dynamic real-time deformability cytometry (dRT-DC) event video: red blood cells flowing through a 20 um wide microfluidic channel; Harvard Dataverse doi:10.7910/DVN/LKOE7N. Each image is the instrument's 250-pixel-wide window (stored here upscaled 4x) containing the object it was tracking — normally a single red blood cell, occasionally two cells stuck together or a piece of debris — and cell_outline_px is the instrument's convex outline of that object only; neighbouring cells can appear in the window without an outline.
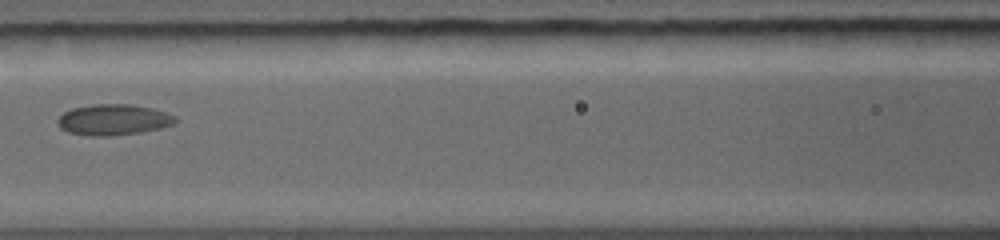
{"species": "common noctule bat (a hibernating species)", "species_latin": "Nyctalus noctula", "temperature_condition": "warm", "stored_images_in_passage": 5, "camera_frame_rate_fps": 5000, "um_per_image_px": 0.085, "animal": {"sex": "female", "body_mass_g": 19.0, "forearm_length_mm": 56.7}, "frame": {"image": 1, "passage_image": 4, "time_ms": 2.8, "image_size_px": [1000, 240], "cell_outline_px": [[176, 124], [160, 128], [140, 132], [104, 136], [92, 136], [68, 132], [60, 128], [56, 124], [56, 120], [64, 112], [72, 108], [92, 104], [132, 104], [152, 108], [176, 116]], "centroid_in_image_um": [9.62, 10.17], "position_along_channel_um": 157.0, "area_um2": 21.21}}
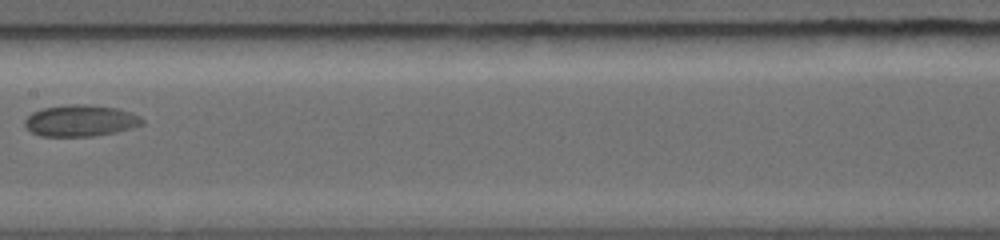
{"frame": {"image": 2, "passage_image": 5, "time_ms": 3.8, "image_size_px": [1000, 240], "cell_outline_px": [[144, 124], [132, 128], [116, 132], [92, 136], [40, 136], [32, 132], [24, 124], [24, 120], [32, 112], [44, 108], [68, 104], [88, 104], [116, 108], [132, 112], [140, 116], [144, 120]], "centroid_in_image_um": [6.87, 10.25], "position_along_channel_um": 200.5, "area_um2": 21.62}}